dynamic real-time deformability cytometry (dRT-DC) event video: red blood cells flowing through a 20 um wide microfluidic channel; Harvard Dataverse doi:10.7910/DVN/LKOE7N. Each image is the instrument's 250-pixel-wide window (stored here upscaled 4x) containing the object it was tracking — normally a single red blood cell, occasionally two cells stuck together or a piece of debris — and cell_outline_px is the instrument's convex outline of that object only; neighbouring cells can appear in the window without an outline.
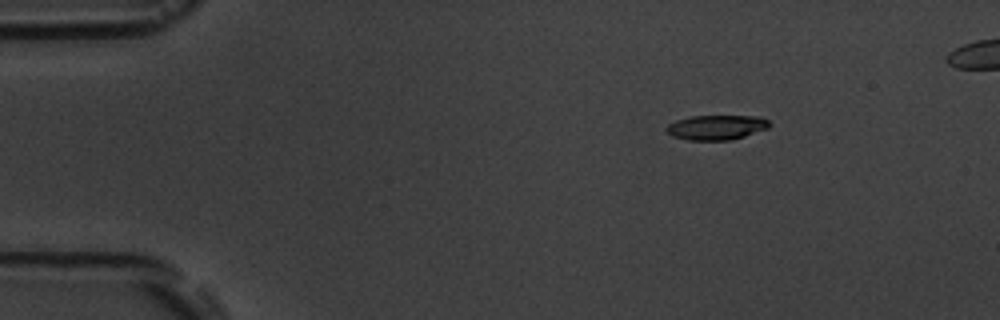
{"species": "common noctule bat (a hibernating species)", "species_latin": "Nyctalus noctula", "temperature_condition": "room temperature", "stored_images_in_passage": 8, "camera_frame_rate_fps": 3000, "um_per_image_px": 0.085, "animal": {"sex": "male", "body_mass_g": 19.5, "forearm_length_mm": 54.6}, "frame": {"image": 1, "passage_image": 3, "time_ms": 2.333, "image_size_px": [1000, 320], "cell_outline_px": [[772, 124], [768, 128], [732, 140], [688, 140], [672, 136], [664, 128], [668, 124], [676, 120], [692, 116], [760, 116], [768, 120]], "centroid_in_image_um": [60.9, 10.82], "position_along_channel_um": 24.1, "area_um2": 14.91}}
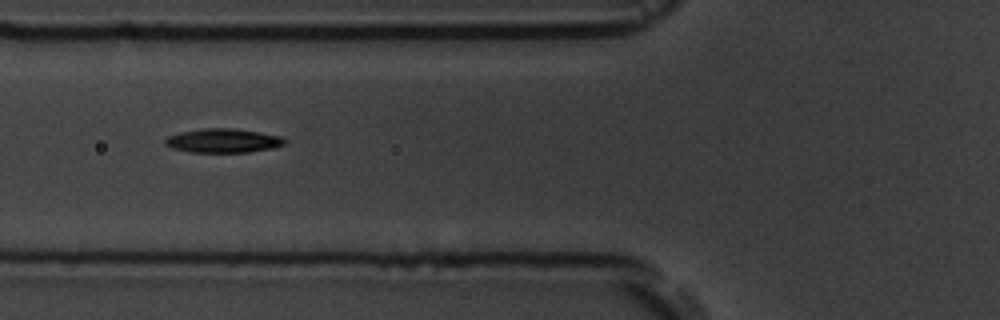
{"frame": {"image": 2, "passage_image": 7, "time_ms": 6.667, "image_size_px": [1000, 320], "cell_outline_px": [[288, 140], [284, 144], [272, 148], [248, 152], [188, 152], [172, 148], [164, 144], [164, 140], [168, 136], [180, 132], [200, 128], [232, 128], [260, 132], [280, 136]], "centroid_in_image_um": [18.94, 11.95], "position_along_channel_um": 106.9, "area_um2": 16.82}}
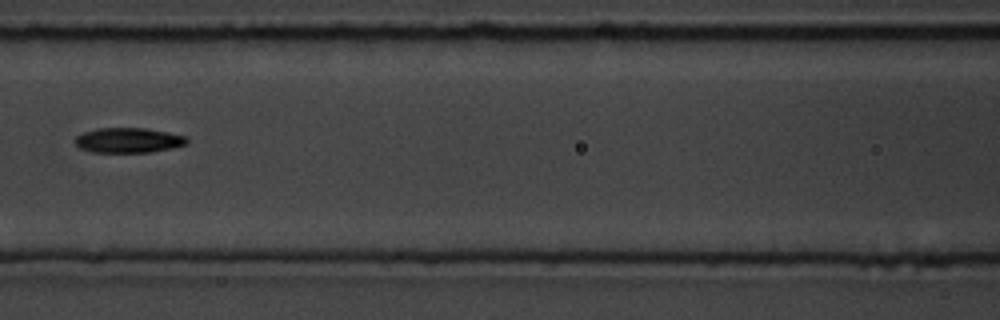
{"frame": {"image": 3, "passage_image": 8, "time_ms": 8.0, "image_size_px": [1000, 320], "cell_outline_px": [[188, 144], [172, 148], [152, 152], [92, 152], [80, 148], [76, 144], [76, 136], [84, 132], [96, 128], [144, 128], [168, 132], [188, 136]], "centroid_in_image_um": [10.96, 11.92], "position_along_channel_um": 155.6, "area_um2": 16.36}}